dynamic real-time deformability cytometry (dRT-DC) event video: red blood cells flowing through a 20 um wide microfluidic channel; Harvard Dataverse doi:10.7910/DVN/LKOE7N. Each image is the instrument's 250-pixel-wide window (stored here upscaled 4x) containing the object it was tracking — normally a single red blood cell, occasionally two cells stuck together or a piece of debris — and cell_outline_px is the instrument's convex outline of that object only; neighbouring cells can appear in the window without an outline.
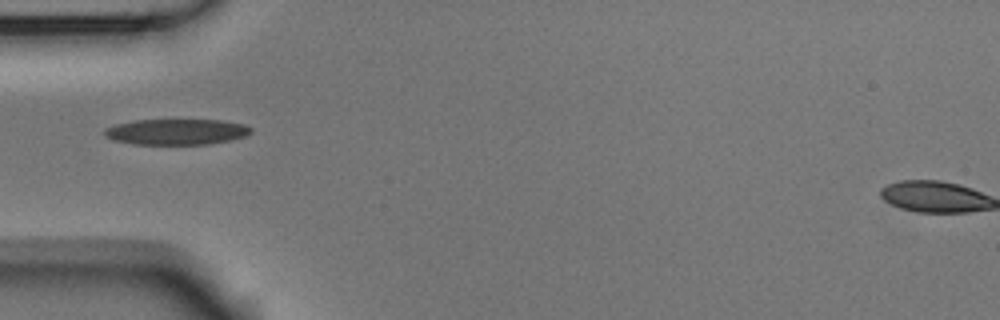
{"species": "Egyptian fruit bat (a non-hibernating species)", "species_latin": "Rousettus aegyptiacus", "temperature_condition": "room temperature", "stored_images_in_passage": 4, "camera_frame_rate_fps": 3000, "um_per_image_px": 0.085, "animal": {"sex": "male"}, "frame": {"image": 1, "passage_image": 4, "time_ms": 1.0, "image_size_px": [1000, 320], "cell_outline_px": [[252, 132], [244, 136], [228, 140], [208, 144], [136, 144], [112, 140], [104, 136], [104, 128], [116, 124], [132, 120], [220, 120], [244, 124], [252, 128]], "centroid_in_image_um": [14.96, 11.2], "position_along_channel_um": 70.0, "area_um2": 21.96}}